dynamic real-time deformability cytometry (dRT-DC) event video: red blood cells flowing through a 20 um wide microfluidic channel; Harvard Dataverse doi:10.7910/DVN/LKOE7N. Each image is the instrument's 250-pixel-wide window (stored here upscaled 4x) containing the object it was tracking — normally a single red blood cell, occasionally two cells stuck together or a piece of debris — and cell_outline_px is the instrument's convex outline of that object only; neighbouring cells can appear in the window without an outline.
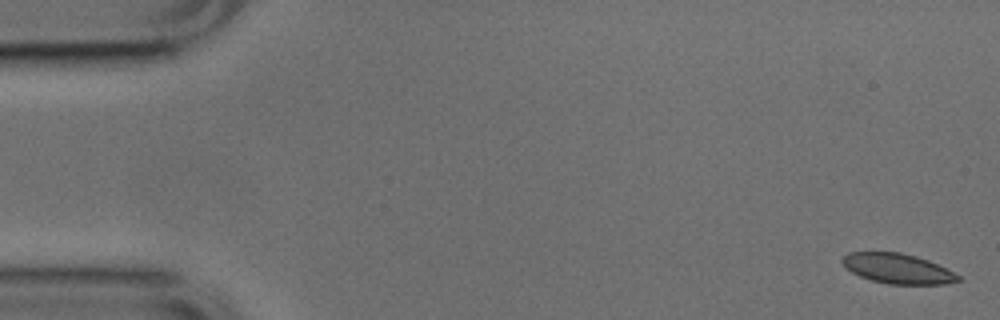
{"species": "common noctule bat (a hibernating species)", "species_latin": "Nyctalus noctula", "temperature_condition": "cold", "stored_images_in_passage": 53, "camera_frame_rate_fps": 3000, "um_per_image_px": 0.085, "animal": {"sex": "male", "body_mass_g": 17.9, "forearm_length_mm": 54.2}, "frame": {"image": 1, "passage_image": 1, "time_ms": 0.0, "image_size_px": [1000, 320], "cell_outline_px": [[960, 280], [944, 284], [888, 284], [872, 280], [860, 276], [852, 272], [840, 260], [848, 252], [900, 252], [916, 256], [928, 260], [960, 276]], "centroid_in_image_um": [76.28, 22.82], "position_along_channel_um": 8.7, "area_um2": 19.94}}
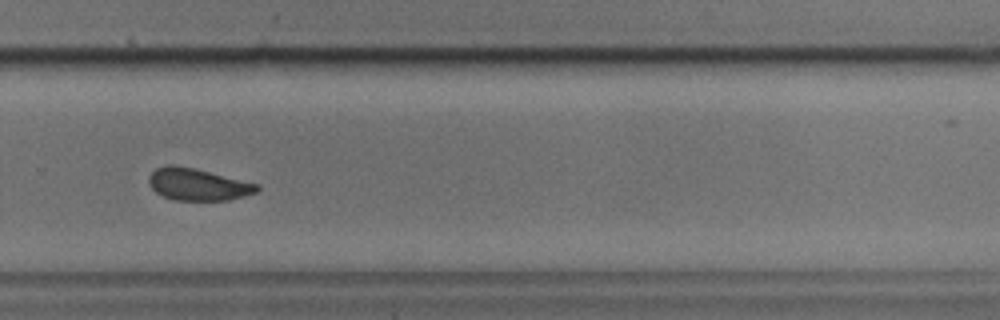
{"frame": {"image": 2, "passage_image": 35, "time_ms": 11.333, "image_size_px": [1000, 320], "cell_outline_px": [[260, 188], [256, 192], [244, 196], [228, 200], [176, 200], [164, 196], [156, 192], [152, 188], [148, 180], [148, 176], [156, 168], [168, 164], [172, 164], [196, 168], [260, 184]], "centroid_in_image_um": [16.83, 15.66], "position_along_channel_um": 313.0, "area_um2": 20.29}}
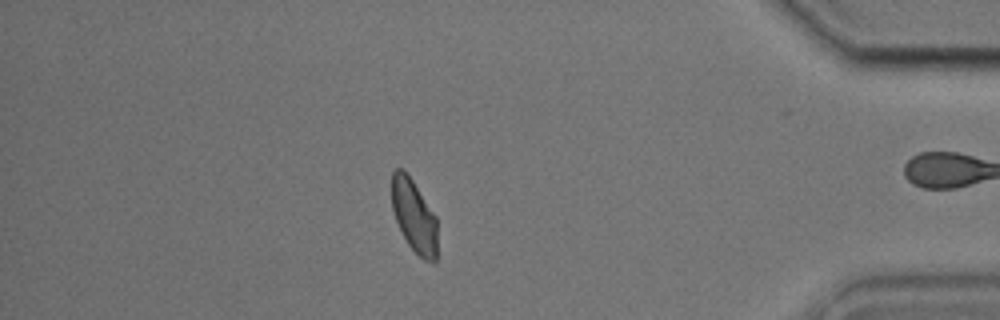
{"frame": {"image": 3, "passage_image": 45, "time_ms": 14.667, "image_size_px": [1000, 320], "cell_outline_px": [[436, 260], [432, 264], [424, 260], [408, 244], [396, 220], [392, 208], [392, 172], [396, 168], [400, 168], [412, 180], [436, 216]], "centroid_in_image_um": [35.2, 18.37], "position_along_channel_um": 400.0, "area_um2": 18.96}, "authors_computed_cell_mechanics": {"area_um2": 21.0392, "velocity_mm_per_s": 3.7944, "shape_relaxation_time_tau1_ms": 3.2293, "shape_relaxation_time_tau2_ms": 1.179, "deformation_change_tau1": 0.087, "deformation_change_tau2": 0.0739}}